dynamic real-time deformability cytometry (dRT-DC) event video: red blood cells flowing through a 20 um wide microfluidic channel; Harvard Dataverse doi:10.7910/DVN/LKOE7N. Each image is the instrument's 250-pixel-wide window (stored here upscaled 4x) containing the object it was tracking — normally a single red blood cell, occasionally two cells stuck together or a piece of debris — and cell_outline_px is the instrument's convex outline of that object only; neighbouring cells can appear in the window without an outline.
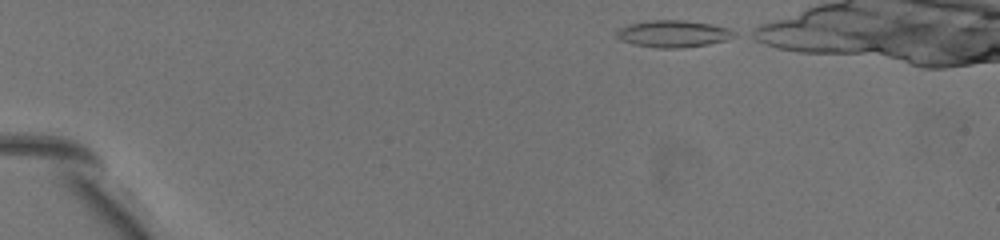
{"species": "common noctule bat (a hibernating species)", "species_latin": "Nyctalus noctula", "temperature_condition": "warm", "stored_images_in_passage": 22, "camera_frame_rate_fps": 3000, "um_per_image_px": 0.085, "animal": {"sex": "female", "body_mass_g": 19.5, "forearm_length_mm": 54.1}, "frame": {"image": 1, "passage_image": 1, "time_ms": 0.0, "image_size_px": [1000, 240], "cell_outline_px": [[736, 36], [724, 40], [708, 44], [676, 48], [660, 48], [632, 44], [620, 40], [616, 36], [616, 32], [620, 28], [628, 24], [652, 20], [684, 20], [708, 24], [728, 28], [736, 32]], "centroid_in_image_um": [57.19, 2.87], "position_along_channel_um": 27.8, "area_um2": 18.26}}
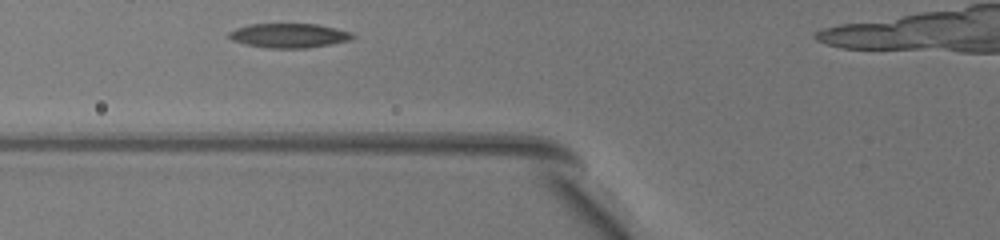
{"frame": {"image": 2, "passage_image": 16, "time_ms": 5.0, "image_size_px": [1000, 240], "cell_outline_px": [[356, 36], [348, 40], [308, 48], [268, 48], [248, 44], [232, 40], [228, 36], [228, 32], [236, 28], [248, 24], [316, 24], [336, 28], [352, 32]], "centroid_in_image_um": [24.56, 3.01], "position_along_channel_um": 101.2, "area_um2": 17.4}}
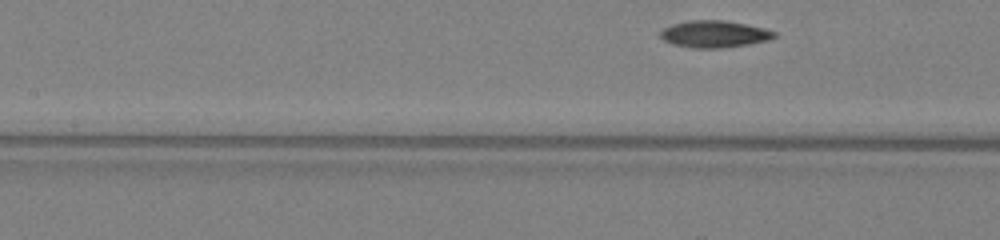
{"frame": {"image": 3, "passage_image": 20, "time_ms": 6.333, "image_size_px": [1000, 240], "cell_outline_px": [[776, 36], [768, 40], [748, 44], [720, 48], [692, 48], [672, 44], [664, 40], [660, 36], [660, 32], [664, 28], [672, 24], [688, 20], [724, 20], [764, 28], [776, 32]], "centroid_in_image_um": [60.69, 2.89], "position_along_channel_um": 146.7, "area_um2": 17.8}}